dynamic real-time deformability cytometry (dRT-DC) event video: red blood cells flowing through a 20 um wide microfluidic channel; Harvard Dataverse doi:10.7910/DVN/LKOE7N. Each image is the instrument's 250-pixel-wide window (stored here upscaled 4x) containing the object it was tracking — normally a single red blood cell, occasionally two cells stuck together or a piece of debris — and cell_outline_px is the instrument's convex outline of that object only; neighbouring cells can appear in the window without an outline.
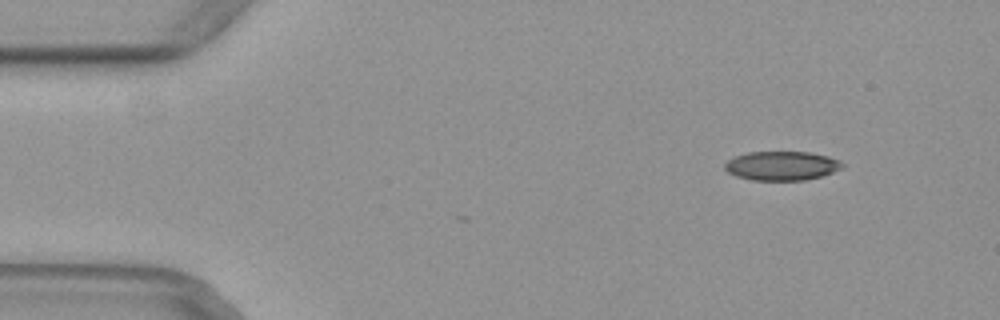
{"species": "common noctule bat (a hibernating species)", "species_latin": "Nyctalus noctula", "temperature_condition": "warm", "stored_images_in_passage": 7, "camera_frame_rate_fps": 3000, "um_per_image_px": 0.085, "animal": {"sex": "female", "body_mass_g": 29.2, "forearm_length_mm": 56.3}, "frame": {"image": 1, "passage_image": 5, "time_ms": 1.333, "image_size_px": [1000, 320], "cell_outline_px": [[844, 168], [820, 176], [804, 180], [752, 180], [736, 176], [728, 172], [724, 168], [724, 164], [728, 160], [736, 156], [748, 152], [808, 152], [828, 156], [840, 160], [844, 164]], "centroid_in_image_um": [66.46, 14.09], "position_along_channel_um": 18.5, "area_um2": 19.88}}